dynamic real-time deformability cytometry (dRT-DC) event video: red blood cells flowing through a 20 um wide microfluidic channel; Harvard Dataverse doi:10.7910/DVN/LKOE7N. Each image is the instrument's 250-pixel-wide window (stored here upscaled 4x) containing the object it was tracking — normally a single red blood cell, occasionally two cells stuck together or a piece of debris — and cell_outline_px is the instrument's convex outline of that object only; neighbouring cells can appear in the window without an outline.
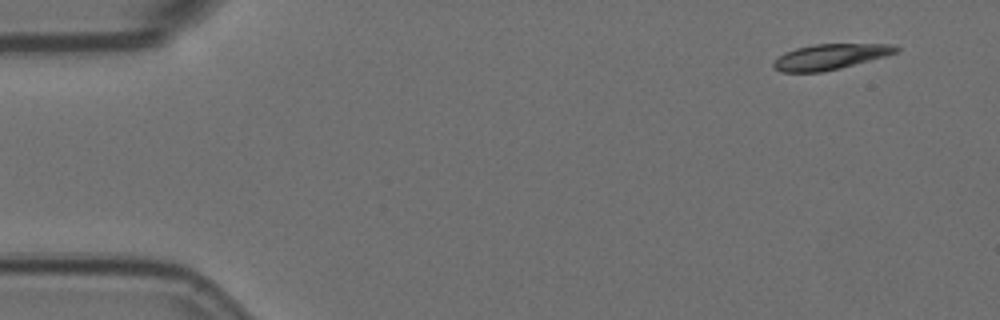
{"species": "Egyptian fruit bat (a non-hibernating species)", "species_latin": "Rousettus aegyptiacus", "temperature_condition": "room temperature", "stored_images_in_passage": 10, "camera_frame_rate_fps": 3000, "um_per_image_px": 0.085, "animal": {"sex": "female"}, "frame": {"image": 1, "passage_image": 1, "time_ms": 0.0, "image_size_px": [1000, 320], "cell_outline_px": [[900, 52], [888, 56], [840, 68], [820, 72], [780, 72], [772, 68], [772, 60], [796, 48], [812, 44], [892, 44], [900, 48]], "centroid_in_image_um": [70.59, 4.82], "position_along_channel_um": 14.4, "area_um2": 18.38}}
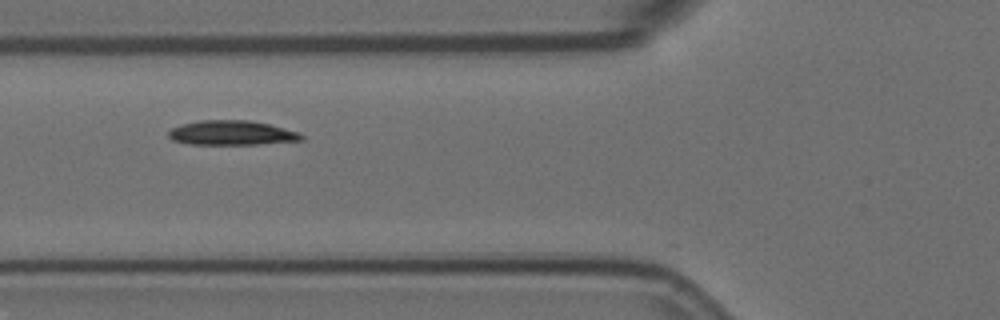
{"frame": {"image": 2, "passage_image": 6, "time_ms": 1.667, "image_size_px": [1000, 320], "cell_outline_px": [[304, 140], [260, 144], [188, 144], [172, 140], [168, 136], [168, 132], [172, 128], [180, 124], [200, 120], [248, 120], [268, 124], [300, 132], [304, 136]], "centroid_in_image_um": [19.69, 11.29], "position_along_channel_um": 106.1, "area_um2": 19.07}}
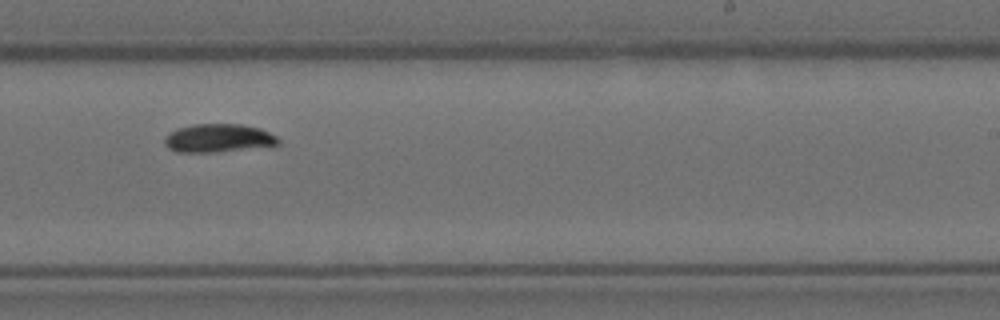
{"frame": {"image": 3, "passage_image": 10, "time_ms": 3.0, "image_size_px": [1000, 320], "cell_outline_px": [[280, 144], [216, 152], [176, 152], [168, 148], [164, 144], [164, 140], [168, 132], [192, 124], [244, 124], [260, 128], [276, 136], [280, 140]], "centroid_in_image_um": [18.53, 11.73], "position_along_channel_um": 270.5, "area_um2": 18.73}}